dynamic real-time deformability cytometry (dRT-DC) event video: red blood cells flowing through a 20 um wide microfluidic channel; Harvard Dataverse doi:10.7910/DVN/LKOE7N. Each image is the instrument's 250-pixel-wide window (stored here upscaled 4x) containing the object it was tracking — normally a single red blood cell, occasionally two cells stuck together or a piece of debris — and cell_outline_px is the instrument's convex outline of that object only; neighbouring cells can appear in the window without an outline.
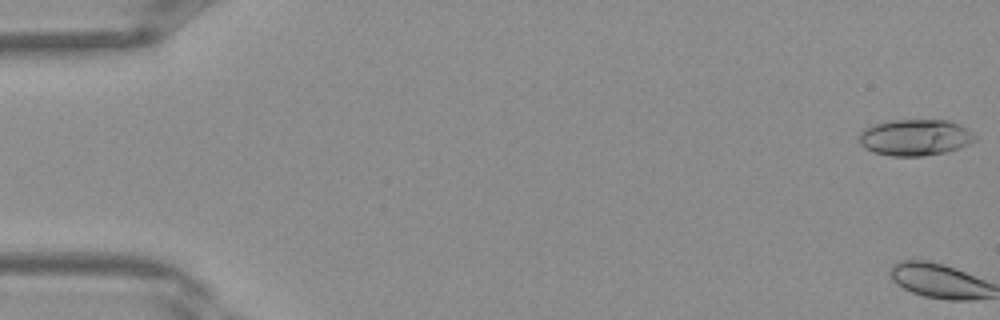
{"species": "Egyptian fruit bat (a non-hibernating species)", "species_latin": "Rousettus aegyptiacus", "temperature_condition": "warm", "stored_images_in_passage": 3, "camera_frame_rate_fps": 3000, "um_per_image_px": 0.085, "frame": {"image": 1, "passage_image": 1, "time_ms": 0.0, "image_size_px": [1000, 320], "cell_outline_px": [[976, 140], [960, 148], [948, 152], [924, 156], [892, 156], [872, 152], [864, 148], [860, 144], [860, 132], [864, 128], [872, 124], [888, 120], [944, 120], [960, 124], [968, 128]], "centroid_in_image_um": [77.76, 11.68], "position_along_channel_um": 7.2, "area_um2": 24.74}}